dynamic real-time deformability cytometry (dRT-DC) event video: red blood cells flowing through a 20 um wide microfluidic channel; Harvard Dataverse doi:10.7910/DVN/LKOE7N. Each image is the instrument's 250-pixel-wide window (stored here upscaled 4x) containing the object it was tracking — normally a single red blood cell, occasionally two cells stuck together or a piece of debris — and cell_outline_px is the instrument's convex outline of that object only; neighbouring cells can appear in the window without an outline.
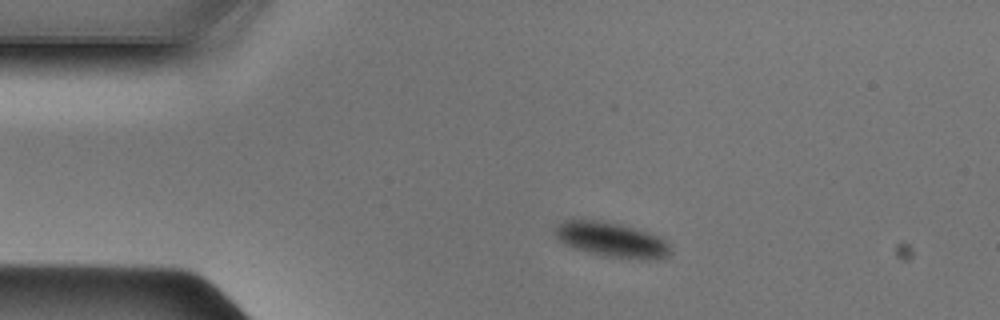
{"species": "Egyptian fruit bat (a non-hibernating species)", "species_latin": "Rousettus aegyptiacus", "temperature_condition": "cold", "stored_images_in_passage": 47, "camera_frame_rate_fps": 3000, "um_per_image_px": 0.085, "animal": {"sex": "male"}, "frame": {"image": 1, "passage_image": 8, "time_ms": 2.333, "image_size_px": [1000, 320], "cell_outline_px": [[672, 252], [668, 256], [652, 260], [640, 260], [604, 256], [572, 248], [564, 244], [552, 232], [552, 228], [564, 220], [596, 220], [616, 224], [648, 232], [660, 236], [668, 244]], "centroid_in_image_um": [51.96, 20.4], "position_along_channel_um": 33.0, "area_um2": 23.52}}
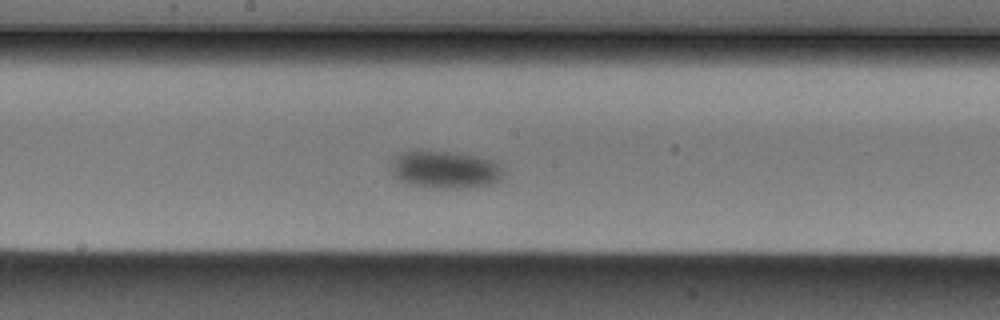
{"frame": {"image": 2, "passage_image": 24, "time_ms": 7.667, "image_size_px": [1000, 320], "cell_outline_px": [[504, 176], [500, 180], [476, 188], [436, 188], [412, 184], [400, 180], [388, 168], [388, 164], [396, 156], [404, 152], [448, 152], [476, 156], [492, 160], [504, 172]], "centroid_in_image_um": [37.83, 14.44], "position_along_channel_um": 210.4, "area_um2": 24.22}}
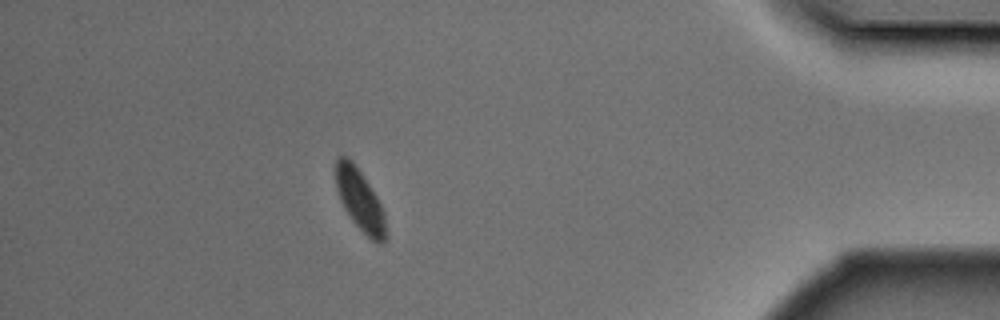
{"frame": {"image": 3, "passage_image": 42, "time_ms": 13.667, "image_size_px": [1000, 320], "cell_outline_px": [[388, 236], [380, 244], [372, 240], [352, 220], [344, 208], [340, 200], [336, 188], [336, 160], [340, 156], [348, 156], [352, 160], [376, 196], [384, 212]], "centroid_in_image_um": [30.6, 17.02], "position_along_channel_um": 404.6, "area_um2": 17.69}}